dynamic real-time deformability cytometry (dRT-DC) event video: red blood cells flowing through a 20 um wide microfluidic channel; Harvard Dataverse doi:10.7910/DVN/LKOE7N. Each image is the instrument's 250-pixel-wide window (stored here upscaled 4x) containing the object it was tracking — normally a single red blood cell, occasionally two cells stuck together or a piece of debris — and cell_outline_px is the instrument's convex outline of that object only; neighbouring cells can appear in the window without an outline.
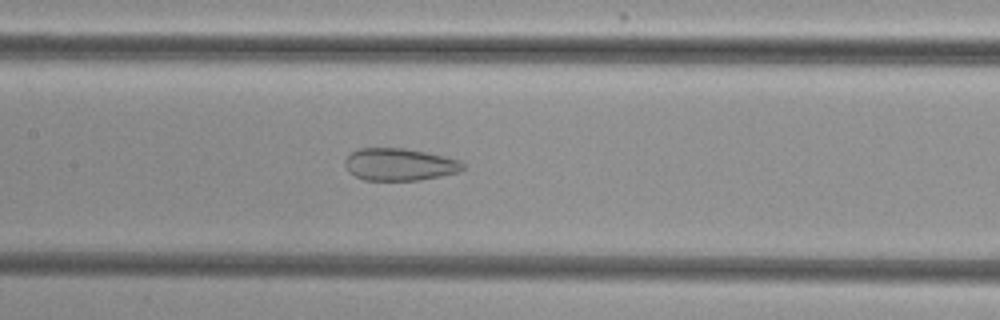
{"species": "common noctule bat (a hibernating species)", "species_latin": "Nyctalus noctula", "temperature_condition": "cold", "stored_images_in_passage": 40, "camera_frame_rate_fps": 3000, "um_per_image_px": 0.085, "animal": {"sex": "female", "body_mass_g": 29.2, "forearm_length_mm": 56.3}, "frame": {"image": 1, "passage_image": 13, "time_ms": 4.0, "image_size_px": [1000, 320], "cell_outline_px": [[464, 168], [460, 172], [420, 180], [364, 180], [348, 172], [344, 164], [344, 160], [352, 152], [360, 148], [404, 148], [444, 156], [460, 160], [464, 164]], "centroid_in_image_um": [33.95, 13.98], "position_along_channel_um": 173.4, "area_um2": 22.2}}
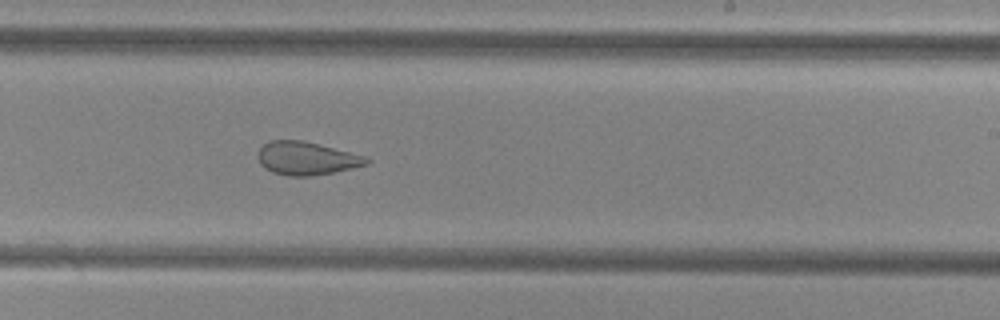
{"frame": {"image": 2, "passage_image": 20, "time_ms": 6.333, "image_size_px": [1000, 320], "cell_outline_px": [[372, 160], [368, 164], [352, 168], [332, 172], [308, 176], [288, 176], [272, 172], [264, 168], [260, 164], [256, 152], [268, 140], [304, 140], [368, 156]], "centroid_in_image_um": [26.06, 13.44], "position_along_channel_um": 262.9, "area_um2": 21.27}}
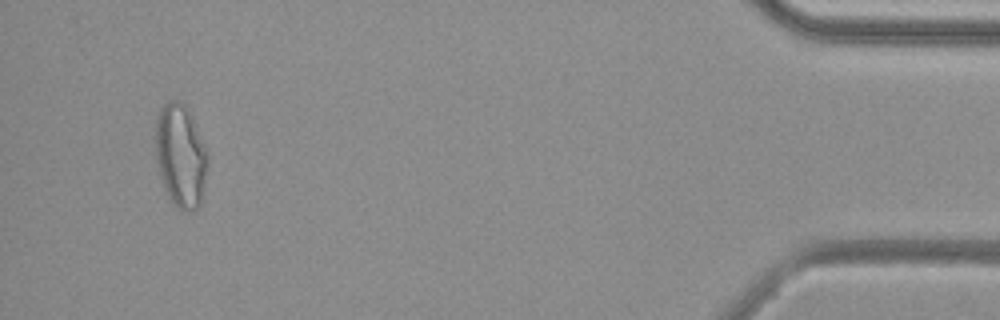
{"frame": {"image": 3, "passage_image": 38, "time_ms": 12.333, "image_size_px": [1000, 320], "cell_outline_px": [[208, 164], [204, 188], [200, 204], [192, 212], [184, 212], [176, 208], [168, 196], [164, 188], [160, 176], [156, 160], [152, 140], [156, 116], [160, 108], [168, 100], [180, 100], [184, 104], [196, 124], [208, 152]], "centroid_in_image_um": [15.32, 13.22], "position_along_channel_um": 419.9, "area_um2": 32.43}, "authors_computed_cell_mechanics": {"area_um2": 24.3916, "velocity_mm_per_s": 3.8457, "shape_relaxation_time_tau1_ms": null, "shape_relaxation_time_tau2_ms": 1.6359, "deformation_change_tau1": null, "deformation_change_tau2": 0.0902}}